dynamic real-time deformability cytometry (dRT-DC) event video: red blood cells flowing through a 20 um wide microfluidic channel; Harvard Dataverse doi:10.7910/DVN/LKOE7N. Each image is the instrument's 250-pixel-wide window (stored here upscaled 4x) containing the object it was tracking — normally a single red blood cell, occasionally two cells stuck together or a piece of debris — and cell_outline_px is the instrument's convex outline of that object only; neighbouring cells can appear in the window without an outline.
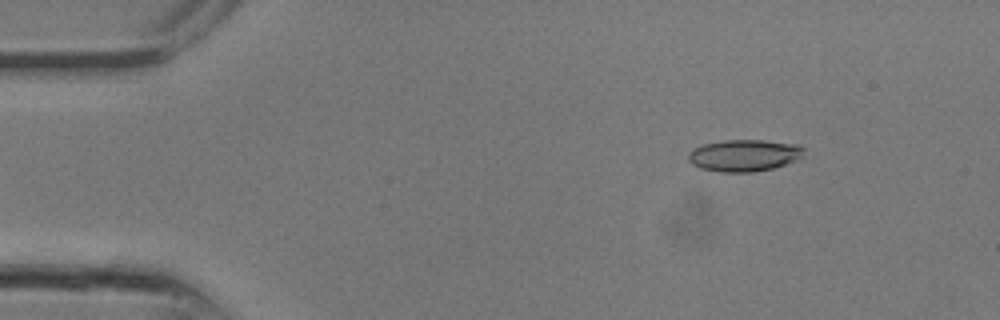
{"species": "common noctule bat (a hibernating species)", "species_latin": "Nyctalus noctula", "temperature_condition": "room temperature", "stored_images_in_passage": 5, "camera_frame_rate_fps": 3000, "um_per_image_px": 0.085, "animal": {"sex": "male", "body_mass_g": 13.3}, "frame": {"image": 1, "passage_image": 4, "time_ms": 1.0, "image_size_px": [1000, 320], "cell_outline_px": [[804, 148], [800, 156], [796, 160], [772, 168], [752, 172], [720, 172], [700, 168], [692, 164], [688, 160], [688, 152], [692, 148], [704, 144], [724, 140], [764, 140], [800, 144]], "centroid_in_image_um": [63.21, 13.2], "position_along_channel_um": 21.8, "area_um2": 21.44}}